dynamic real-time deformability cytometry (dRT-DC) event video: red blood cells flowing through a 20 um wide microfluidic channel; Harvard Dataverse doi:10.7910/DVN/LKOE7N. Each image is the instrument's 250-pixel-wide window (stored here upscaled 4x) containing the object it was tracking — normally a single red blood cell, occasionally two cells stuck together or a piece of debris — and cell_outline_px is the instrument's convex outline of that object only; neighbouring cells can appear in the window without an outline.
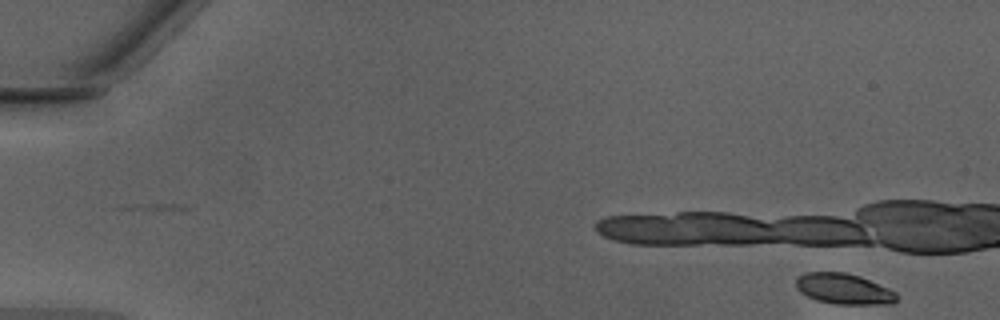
{"species": "Egyptian fruit bat (a non-hibernating species)", "species_latin": "Rousettus aegyptiacus", "temperature_condition": "warm", "stored_images_in_passage": 3, "camera_frame_rate_fps": 3000, "um_per_image_px": 0.085, "animal": {"sex": "male"}, "frame": {"image": 1, "passage_image": 1, "time_ms": 0.0, "image_size_px": [1000, 320], "cell_outline_px": [[896, 300], [892, 304], [836, 304], [816, 300], [800, 292], [796, 288], [796, 276], [804, 272], [844, 272], [860, 276], [888, 288], [896, 292]], "centroid_in_image_um": [71.69, 24.55], "position_along_channel_um": 13.3, "area_um2": 18.03}}